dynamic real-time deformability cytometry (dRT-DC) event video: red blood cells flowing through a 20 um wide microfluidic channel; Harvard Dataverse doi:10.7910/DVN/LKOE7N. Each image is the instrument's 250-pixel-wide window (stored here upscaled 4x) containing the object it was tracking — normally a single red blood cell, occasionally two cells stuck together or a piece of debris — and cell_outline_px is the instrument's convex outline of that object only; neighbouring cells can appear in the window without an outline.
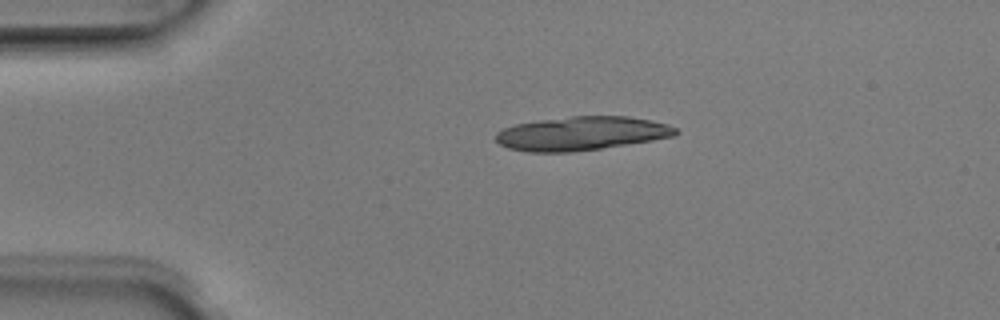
{"species": "Egyptian fruit bat (a non-hibernating species)", "species_latin": "Rousettus aegyptiacus", "temperature_condition": "room temperature", "stored_images_in_passage": 2, "camera_frame_rate_fps": 3000, "um_per_image_px": 0.085, "animal": {"sex": "male"}, "frame": {"image": 1, "passage_image": 1, "time_ms": 0.0, "image_size_px": [1000, 320], "cell_outline_px": [[680, 132], [676, 136], [652, 140], [600, 148], [572, 152], [528, 152], [508, 148], [500, 144], [496, 140], [496, 132], [504, 128], [516, 124], [540, 120], [572, 116], [628, 116], [652, 120], [668, 124], [676, 128]], "centroid_in_image_um": [49.45, 11.34], "position_along_channel_um": 35.5, "area_um2": 35.37}}